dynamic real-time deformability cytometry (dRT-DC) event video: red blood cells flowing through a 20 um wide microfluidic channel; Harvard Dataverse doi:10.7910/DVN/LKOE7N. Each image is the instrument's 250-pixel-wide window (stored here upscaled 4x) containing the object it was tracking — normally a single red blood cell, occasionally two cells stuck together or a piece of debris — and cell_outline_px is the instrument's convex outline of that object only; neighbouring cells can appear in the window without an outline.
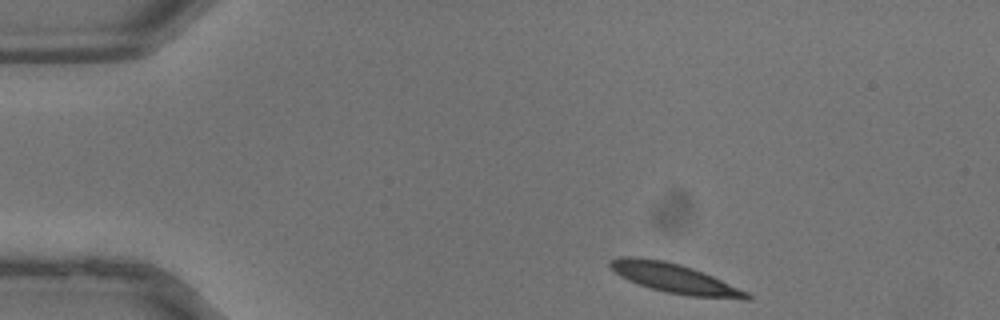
{"species": "common noctule bat (a hibernating species)", "species_latin": "Nyctalus noctula", "temperature_condition": "warm", "stored_images_in_passage": 32, "camera_frame_rate_fps": 3000, "um_per_image_px": 0.085, "animal": {"sex": "male", "body_mass_g": 13.3}, "frame": {"image": 1, "passage_image": 1, "time_ms": 0.0, "image_size_px": [1000, 320], "cell_outline_px": [[752, 296], [748, 300], [744, 300], [688, 296], [668, 292], [652, 288], [628, 280], [620, 276], [608, 264], [608, 260], [620, 256], [636, 256], [664, 260], [680, 264], [692, 268], [712, 276], [748, 292]], "centroid_in_image_um": [57.34, 23.65], "position_along_channel_um": 27.7, "area_um2": 23.41}}
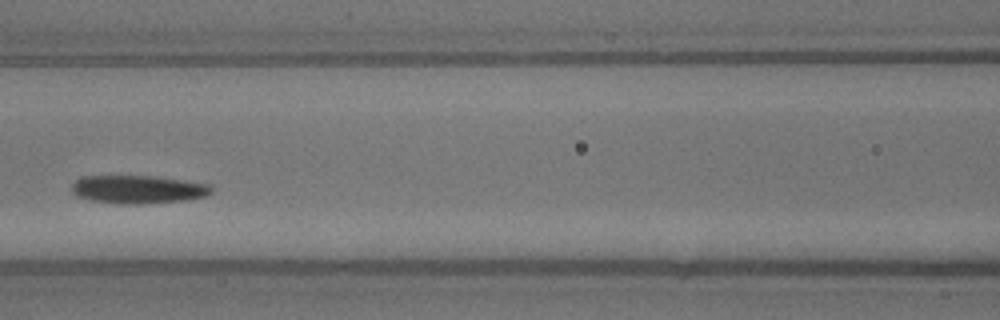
{"frame": {"image": 2, "passage_image": 12, "time_ms": 3.667, "image_size_px": [1000, 320], "cell_outline_px": [[212, 192], [208, 196], [184, 200], [140, 204], [120, 204], [92, 200], [76, 196], [72, 192], [72, 184], [76, 180], [84, 176], [156, 176], [212, 184]], "centroid_in_image_um": [11.77, 16.09], "position_along_channel_um": 154.8, "area_um2": 23.06}}
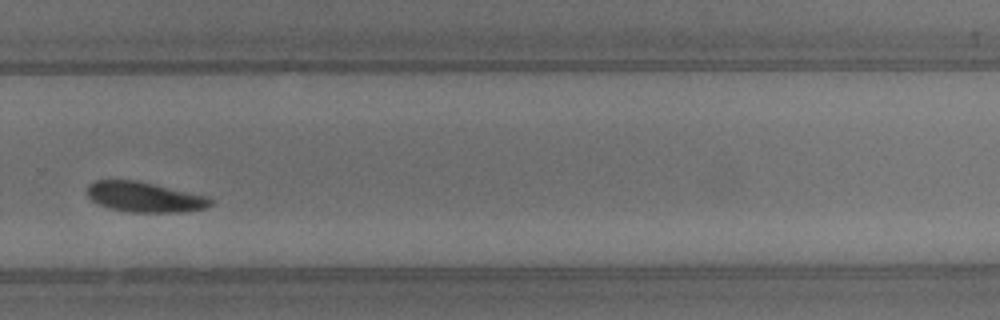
{"frame": {"image": 3, "passage_image": 21, "time_ms": 6.667, "image_size_px": [1000, 320], "cell_outline_px": [[212, 204], [208, 208], [180, 212], [132, 212], [108, 208], [92, 200], [88, 196], [88, 184], [96, 180], [136, 180], [208, 196], [212, 200]], "centroid_in_image_um": [12.31, 16.75], "position_along_channel_um": 317.5, "area_um2": 21.62}}